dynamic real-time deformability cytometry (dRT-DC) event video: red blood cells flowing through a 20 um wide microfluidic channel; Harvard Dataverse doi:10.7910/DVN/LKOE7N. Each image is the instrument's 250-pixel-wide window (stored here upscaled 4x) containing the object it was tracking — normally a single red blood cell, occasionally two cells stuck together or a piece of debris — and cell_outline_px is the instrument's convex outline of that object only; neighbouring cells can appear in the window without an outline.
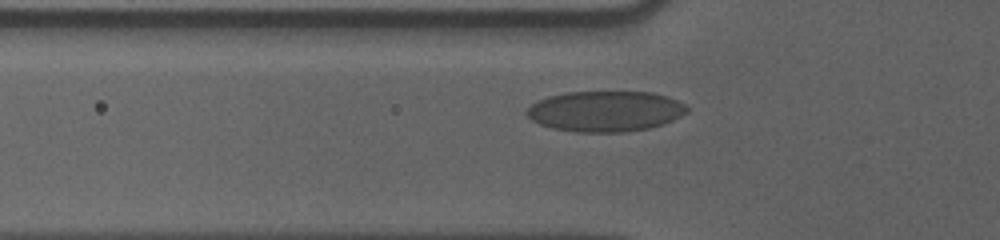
{"species": "human", "species_latin": "Homo sapiens", "temperature_condition": "cold", "stored_images_in_passage": 38, "camera_frame_rate_fps": 3000, "um_per_image_px": 0.085, "donor": {"sex": "male"}, "frame": {"image": 1, "passage_image": 3, "time_ms": 0.667, "image_size_px": [1000, 240], "cell_outline_px": [[688, 112], [664, 124], [648, 128], [628, 132], [576, 132], [552, 128], [540, 124], [532, 120], [524, 112], [532, 104], [548, 96], [564, 92], [652, 92], [676, 100], [684, 104], [688, 108]], "centroid_in_image_um": [51.44, 9.46], "position_along_channel_um": 74.4, "area_um2": 37.86}}
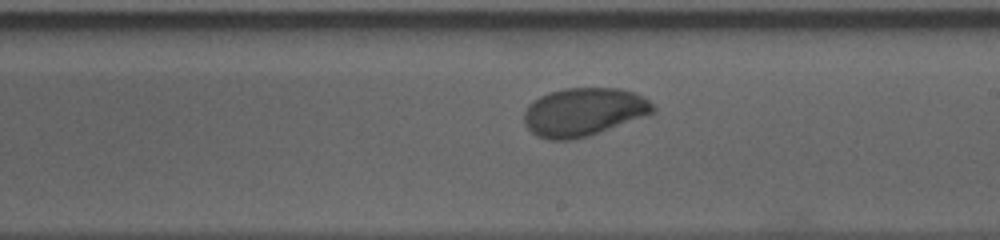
{"frame": {"image": 2, "passage_image": 17, "time_ms": 5.333, "image_size_px": [1000, 240], "cell_outline_px": [[656, 112], [588, 136], [572, 140], [548, 140], [536, 136], [524, 124], [524, 112], [528, 104], [540, 96], [548, 92], [564, 88], [620, 88], [644, 96], [656, 108]], "centroid_in_image_um": [49.59, 9.51], "position_along_channel_um": 239.4, "area_um2": 36.36}}
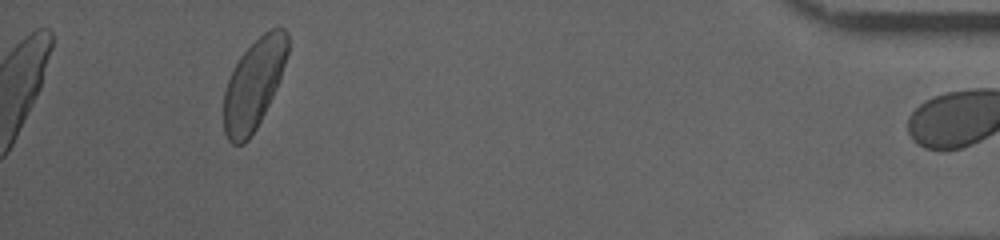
{"frame": {"image": 3, "passage_image": 37, "time_ms": 12.0, "image_size_px": [1000, 240], "cell_outline_px": [[288, 52], [276, 88], [256, 128], [248, 140], [244, 144], [232, 144], [228, 140], [224, 132], [224, 92], [228, 80], [240, 56], [264, 32], [272, 28], [284, 28], [288, 32]], "centroid_in_image_um": [21.57, 7.17], "position_along_channel_um": 413.6, "area_um2": 33.0}}